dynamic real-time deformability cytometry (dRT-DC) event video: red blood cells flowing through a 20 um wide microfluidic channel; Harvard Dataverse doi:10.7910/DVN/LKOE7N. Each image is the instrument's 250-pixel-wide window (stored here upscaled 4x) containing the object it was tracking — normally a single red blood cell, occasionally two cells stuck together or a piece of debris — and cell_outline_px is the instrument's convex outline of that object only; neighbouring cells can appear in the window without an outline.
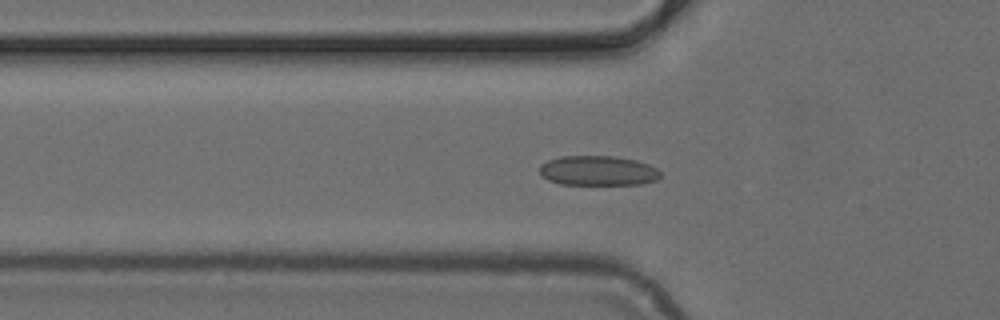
{"species": "common noctule bat (a hibernating species)", "species_latin": "Nyctalus noctula", "temperature_condition": "cold", "stored_images_in_passage": 36, "camera_frame_rate_fps": 3000, "um_per_image_px": 0.085, "animal": {"sex": "female", "body_mass_g": 24.6, "forearm_length_mm": 56.2}, "frame": {"image": 1, "passage_image": 3, "time_ms": 0.667, "image_size_px": [1000, 320], "cell_outline_px": [[660, 176], [656, 180], [640, 184], [560, 184], [548, 180], [540, 176], [540, 164], [548, 160], [560, 156], [616, 156], [636, 160], [648, 164], [656, 168], [660, 172]], "centroid_in_image_um": [50.8, 14.5], "position_along_channel_um": 75.0, "area_um2": 21.04}}
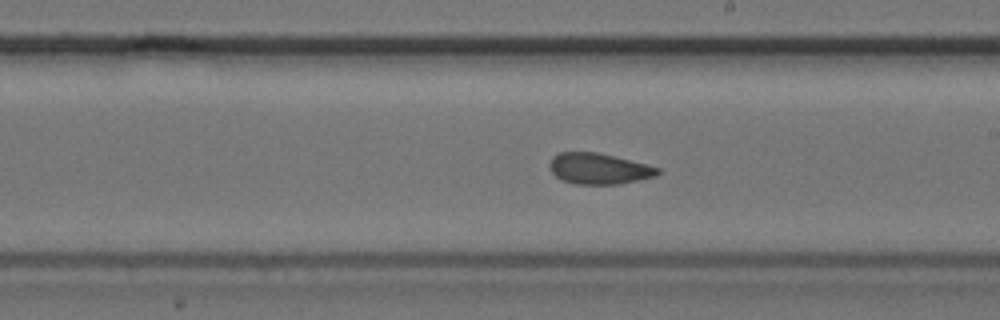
{"frame": {"image": 2, "passage_image": 15, "time_ms": 4.667, "image_size_px": [1000, 320], "cell_outline_px": [[660, 172], [656, 176], [620, 184], [576, 184], [560, 180], [552, 172], [548, 164], [552, 156], [560, 152], [596, 152], [660, 168]], "centroid_in_image_um": [50.85, 14.34], "position_along_channel_um": 238.1, "area_um2": 19.36}}
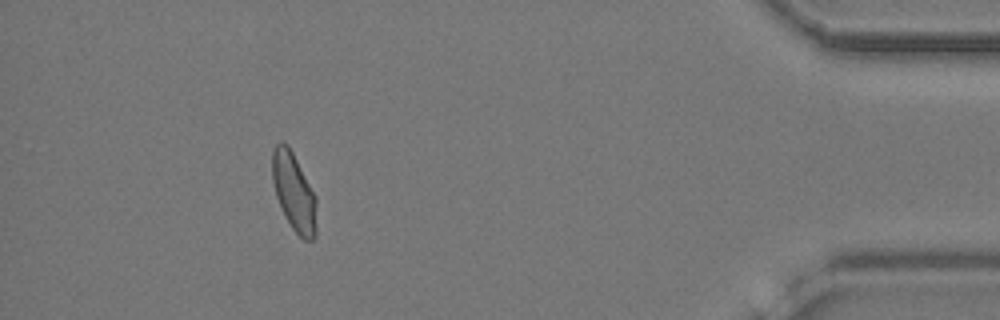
{"frame": {"image": 3, "passage_image": 32, "time_ms": 10.333, "image_size_px": [1000, 320], "cell_outline_px": [[316, 236], [312, 240], [304, 240], [292, 228], [284, 216], [276, 196], [272, 180], [272, 152], [276, 144], [280, 140], [288, 144], [316, 196]], "centroid_in_image_um": [24.98, 16.32], "position_along_channel_um": 410.2, "area_um2": 20.23}}